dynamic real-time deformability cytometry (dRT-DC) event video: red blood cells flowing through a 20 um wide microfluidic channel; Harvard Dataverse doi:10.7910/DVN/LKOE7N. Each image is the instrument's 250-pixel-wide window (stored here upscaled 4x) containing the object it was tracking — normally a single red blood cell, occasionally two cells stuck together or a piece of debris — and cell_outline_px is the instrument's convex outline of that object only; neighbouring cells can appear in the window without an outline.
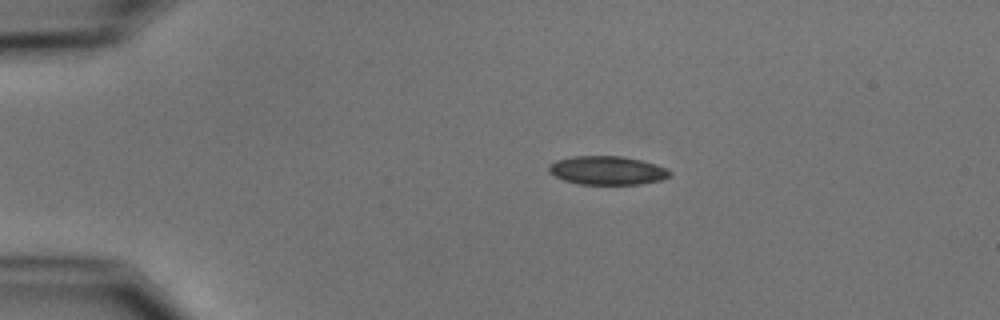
{"species": "common noctule bat (a hibernating species)", "species_latin": "Nyctalus noctula", "temperature_condition": "cold", "stored_images_in_passage": 5, "camera_frame_rate_fps": 3000, "um_per_image_px": 0.085, "animal": {"sex": "male", "body_mass_g": 15.6}, "frame": {"image": 1, "passage_image": 1, "time_ms": 0.0, "image_size_px": [1000, 320], "cell_outline_px": [[672, 176], [660, 180], [640, 184], [580, 184], [564, 180], [548, 172], [548, 164], [556, 160], [572, 156], [620, 156], [640, 160], [656, 164], [668, 168], [672, 172]], "centroid_in_image_um": [51.63, 14.48], "position_along_channel_um": 33.4, "area_um2": 20.29}}
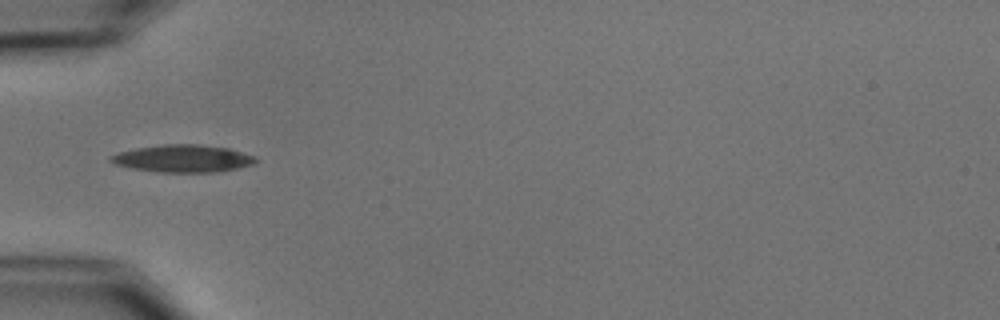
{"frame": {"image": 2, "passage_image": 3, "time_ms": 2.333, "image_size_px": [1000, 320], "cell_outline_px": [[256, 160], [252, 164], [236, 168], [216, 172], [156, 172], [132, 168], [116, 164], [108, 160], [108, 156], [120, 152], [136, 148], [164, 144], [196, 144], [228, 148], [256, 156]], "centroid_in_image_um": [15.52, 13.47], "position_along_channel_um": 69.5, "area_um2": 23.0}}